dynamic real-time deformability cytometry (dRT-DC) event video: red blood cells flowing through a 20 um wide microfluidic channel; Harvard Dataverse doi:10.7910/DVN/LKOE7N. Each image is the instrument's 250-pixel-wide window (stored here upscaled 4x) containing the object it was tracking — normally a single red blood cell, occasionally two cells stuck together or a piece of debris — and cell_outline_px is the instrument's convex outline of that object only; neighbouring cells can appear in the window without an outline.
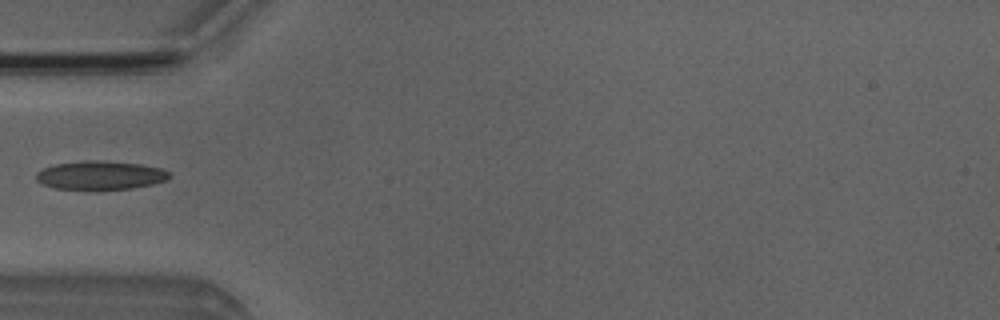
{"species": "Egyptian fruit bat (a non-hibernating species)", "species_latin": "Rousettus aegyptiacus", "temperature_condition": "room temperature", "stored_images_in_passage": 5, "camera_frame_rate_fps": 3000, "um_per_image_px": 0.085, "animal": {"sex": "male"}, "frame": {"image": 1, "passage_image": 5, "time_ms": 4.667, "image_size_px": [1000, 320], "cell_outline_px": [[172, 176], [168, 180], [152, 184], [132, 188], [96, 192], [88, 192], [56, 188], [44, 184], [36, 180], [36, 172], [44, 168], [56, 164], [84, 160], [100, 160], [140, 164], [164, 168]], "centroid_in_image_um": [8.55, 14.93], "position_along_channel_um": 76.5, "area_um2": 23.12}}